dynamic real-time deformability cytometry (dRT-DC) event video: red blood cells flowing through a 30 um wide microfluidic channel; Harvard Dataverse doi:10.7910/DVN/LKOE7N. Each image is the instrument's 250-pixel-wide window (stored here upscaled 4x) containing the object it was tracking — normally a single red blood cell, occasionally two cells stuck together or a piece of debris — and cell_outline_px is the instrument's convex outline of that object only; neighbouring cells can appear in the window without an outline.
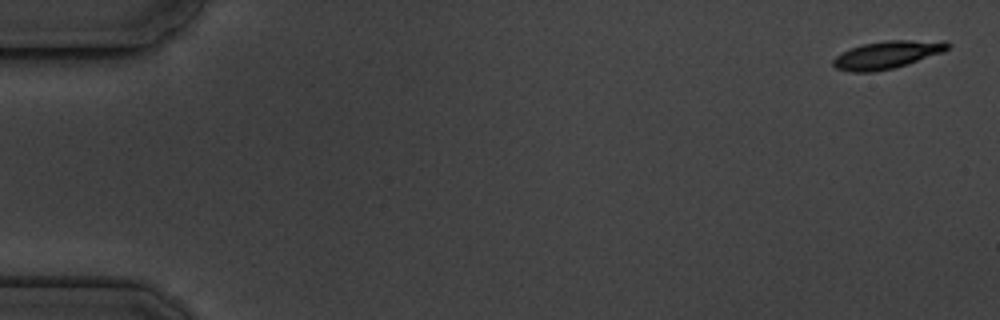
{"species": "common noctule bat (a hibernating species)", "species_latin": "Nyctalus noctula", "temperature_condition": "cold", "stored_images_in_passage": 16, "camera_frame_rate_fps": 3000, "um_per_image_px": 0.085, "animal": {"sex": "male", "body_mass_g": 19.5, "forearm_length_mm": 54.6}, "frame": {"image": 1, "passage_image": 1, "time_ms": 0.0, "image_size_px": [1000, 320], "cell_outline_px": [[952, 44], [944, 52], [908, 64], [892, 68], [872, 72], [852, 72], [836, 68], [832, 64], [832, 60], [836, 56], [852, 48], [864, 44], [884, 40], [944, 40]], "centroid_in_image_um": [75.46, 4.64], "position_along_channel_um": 9.5, "area_um2": 18.5}}
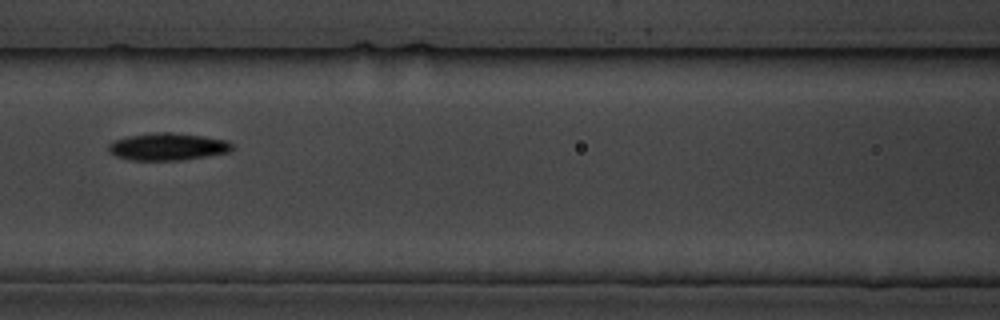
{"frame": {"image": 2, "passage_image": 8, "time_ms": 8.0, "image_size_px": [1000, 320], "cell_outline_px": [[236, 148], [228, 152], [180, 160], [132, 160], [116, 156], [108, 148], [108, 144], [112, 140], [128, 136], [152, 132], [172, 132], [228, 140]], "centroid_in_image_um": [14.25, 12.45], "position_along_channel_um": 152.4, "area_um2": 19.59}}
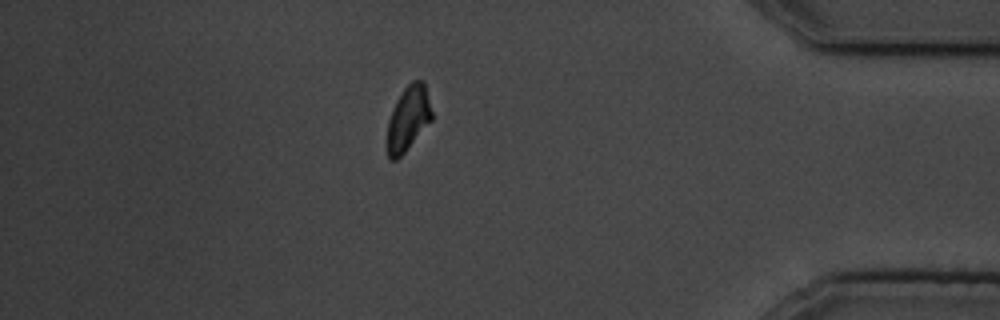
{"frame": {"image": 3, "passage_image": 15, "time_ms": 16.0, "image_size_px": [1000, 320], "cell_outline_px": [[432, 120], [404, 152], [396, 160], [388, 160], [388, 120], [392, 108], [396, 100], [404, 88], [412, 80], [424, 80], [432, 112]], "centroid_in_image_um": [34.7, 10.04], "position_along_channel_um": 400.5, "area_um2": 16.7}, "authors_computed_cell_mechanics": {"area_um2": 18.207, "velocity_mm_per_s": 3.5476, "shape_relaxation_time_tau1_ms": 2.0219, "shape_relaxation_time_tau2_ms": 8.8807, "deformation_change_tau1": 0.0801, "deformation_change_tau2": 0.1198}}